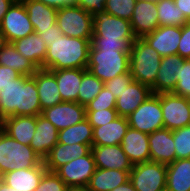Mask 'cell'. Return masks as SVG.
<instances>
[{"mask_svg": "<svg viewBox=\"0 0 190 191\" xmlns=\"http://www.w3.org/2000/svg\"><path fill=\"white\" fill-rule=\"evenodd\" d=\"M151 94L152 90L150 87L141 84L140 82L133 81L122 91L119 98L116 99L115 110L117 111L118 116L128 117Z\"/></svg>", "mask_w": 190, "mask_h": 191, "instance_id": "7402d4cb", "label": "cell"}, {"mask_svg": "<svg viewBox=\"0 0 190 191\" xmlns=\"http://www.w3.org/2000/svg\"><path fill=\"white\" fill-rule=\"evenodd\" d=\"M0 90V112L4 119L41 114L38 89L33 76L21 75Z\"/></svg>", "mask_w": 190, "mask_h": 191, "instance_id": "6da1fadb", "label": "cell"}, {"mask_svg": "<svg viewBox=\"0 0 190 191\" xmlns=\"http://www.w3.org/2000/svg\"><path fill=\"white\" fill-rule=\"evenodd\" d=\"M136 0H106L105 12L130 21Z\"/></svg>", "mask_w": 190, "mask_h": 191, "instance_id": "8d00e7d4", "label": "cell"}, {"mask_svg": "<svg viewBox=\"0 0 190 191\" xmlns=\"http://www.w3.org/2000/svg\"><path fill=\"white\" fill-rule=\"evenodd\" d=\"M167 165L144 162L133 165L129 180L137 191L166 190Z\"/></svg>", "mask_w": 190, "mask_h": 191, "instance_id": "9c48e42d", "label": "cell"}, {"mask_svg": "<svg viewBox=\"0 0 190 191\" xmlns=\"http://www.w3.org/2000/svg\"><path fill=\"white\" fill-rule=\"evenodd\" d=\"M167 191H190V158L178 159L167 165Z\"/></svg>", "mask_w": 190, "mask_h": 191, "instance_id": "4dcf8cb0", "label": "cell"}, {"mask_svg": "<svg viewBox=\"0 0 190 191\" xmlns=\"http://www.w3.org/2000/svg\"><path fill=\"white\" fill-rule=\"evenodd\" d=\"M91 39L61 35L50 42L45 57V69L87 68Z\"/></svg>", "mask_w": 190, "mask_h": 191, "instance_id": "3957f363", "label": "cell"}, {"mask_svg": "<svg viewBox=\"0 0 190 191\" xmlns=\"http://www.w3.org/2000/svg\"><path fill=\"white\" fill-rule=\"evenodd\" d=\"M120 145L133 165L150 162L147 133L129 127Z\"/></svg>", "mask_w": 190, "mask_h": 191, "instance_id": "ffe728a7", "label": "cell"}, {"mask_svg": "<svg viewBox=\"0 0 190 191\" xmlns=\"http://www.w3.org/2000/svg\"><path fill=\"white\" fill-rule=\"evenodd\" d=\"M36 128V116H10L4 119L3 130L16 141L30 145Z\"/></svg>", "mask_w": 190, "mask_h": 191, "instance_id": "83f0119b", "label": "cell"}, {"mask_svg": "<svg viewBox=\"0 0 190 191\" xmlns=\"http://www.w3.org/2000/svg\"><path fill=\"white\" fill-rule=\"evenodd\" d=\"M150 161L171 164L176 160L173 131L162 128L148 134Z\"/></svg>", "mask_w": 190, "mask_h": 191, "instance_id": "9a60e30c", "label": "cell"}, {"mask_svg": "<svg viewBox=\"0 0 190 191\" xmlns=\"http://www.w3.org/2000/svg\"><path fill=\"white\" fill-rule=\"evenodd\" d=\"M92 140L93 127L86 118L81 122L58 132V143L68 145L75 143L92 144Z\"/></svg>", "mask_w": 190, "mask_h": 191, "instance_id": "d6a6232c", "label": "cell"}, {"mask_svg": "<svg viewBox=\"0 0 190 191\" xmlns=\"http://www.w3.org/2000/svg\"><path fill=\"white\" fill-rule=\"evenodd\" d=\"M42 162L30 145L16 141L0 129V176L17 169L33 168Z\"/></svg>", "mask_w": 190, "mask_h": 191, "instance_id": "5b68a950", "label": "cell"}, {"mask_svg": "<svg viewBox=\"0 0 190 191\" xmlns=\"http://www.w3.org/2000/svg\"><path fill=\"white\" fill-rule=\"evenodd\" d=\"M7 44L5 35L0 27V52L3 50L4 46Z\"/></svg>", "mask_w": 190, "mask_h": 191, "instance_id": "816d5d0a", "label": "cell"}, {"mask_svg": "<svg viewBox=\"0 0 190 191\" xmlns=\"http://www.w3.org/2000/svg\"><path fill=\"white\" fill-rule=\"evenodd\" d=\"M161 64L160 54L143 38H136L129 54V71L134 81L152 87Z\"/></svg>", "mask_w": 190, "mask_h": 191, "instance_id": "277c9868", "label": "cell"}, {"mask_svg": "<svg viewBox=\"0 0 190 191\" xmlns=\"http://www.w3.org/2000/svg\"><path fill=\"white\" fill-rule=\"evenodd\" d=\"M180 11L190 21V0H174Z\"/></svg>", "mask_w": 190, "mask_h": 191, "instance_id": "c3c4849f", "label": "cell"}, {"mask_svg": "<svg viewBox=\"0 0 190 191\" xmlns=\"http://www.w3.org/2000/svg\"><path fill=\"white\" fill-rule=\"evenodd\" d=\"M177 54L184 59H190V21L181 27V39L178 44Z\"/></svg>", "mask_w": 190, "mask_h": 191, "instance_id": "7bdbcfd3", "label": "cell"}, {"mask_svg": "<svg viewBox=\"0 0 190 191\" xmlns=\"http://www.w3.org/2000/svg\"><path fill=\"white\" fill-rule=\"evenodd\" d=\"M184 58L178 54L161 57V64L157 78L151 87L153 94L173 93L177 83L179 68L183 65Z\"/></svg>", "mask_w": 190, "mask_h": 191, "instance_id": "d6986e66", "label": "cell"}, {"mask_svg": "<svg viewBox=\"0 0 190 191\" xmlns=\"http://www.w3.org/2000/svg\"><path fill=\"white\" fill-rule=\"evenodd\" d=\"M47 171L44 162L29 169H17L5 173L1 180L18 191H35L43 174Z\"/></svg>", "mask_w": 190, "mask_h": 191, "instance_id": "603a6c76", "label": "cell"}, {"mask_svg": "<svg viewBox=\"0 0 190 191\" xmlns=\"http://www.w3.org/2000/svg\"><path fill=\"white\" fill-rule=\"evenodd\" d=\"M67 191H89L87 186L68 187Z\"/></svg>", "mask_w": 190, "mask_h": 191, "instance_id": "db71d44e", "label": "cell"}, {"mask_svg": "<svg viewBox=\"0 0 190 191\" xmlns=\"http://www.w3.org/2000/svg\"><path fill=\"white\" fill-rule=\"evenodd\" d=\"M118 116L115 109H103L98 111H86V119L92 127L103 126L114 121Z\"/></svg>", "mask_w": 190, "mask_h": 191, "instance_id": "60d3db41", "label": "cell"}, {"mask_svg": "<svg viewBox=\"0 0 190 191\" xmlns=\"http://www.w3.org/2000/svg\"><path fill=\"white\" fill-rule=\"evenodd\" d=\"M56 77L63 102H77L83 68L50 70Z\"/></svg>", "mask_w": 190, "mask_h": 191, "instance_id": "4316f807", "label": "cell"}, {"mask_svg": "<svg viewBox=\"0 0 190 191\" xmlns=\"http://www.w3.org/2000/svg\"><path fill=\"white\" fill-rule=\"evenodd\" d=\"M14 2L15 0H0V23Z\"/></svg>", "mask_w": 190, "mask_h": 191, "instance_id": "681fc988", "label": "cell"}, {"mask_svg": "<svg viewBox=\"0 0 190 191\" xmlns=\"http://www.w3.org/2000/svg\"><path fill=\"white\" fill-rule=\"evenodd\" d=\"M0 191H18L10 186H8L5 182L2 180L0 181Z\"/></svg>", "mask_w": 190, "mask_h": 191, "instance_id": "f5cc1de1", "label": "cell"}, {"mask_svg": "<svg viewBox=\"0 0 190 191\" xmlns=\"http://www.w3.org/2000/svg\"><path fill=\"white\" fill-rule=\"evenodd\" d=\"M96 169L93 154L90 152L87 155L69 161L67 164L59 167L55 173L68 187L88 186Z\"/></svg>", "mask_w": 190, "mask_h": 191, "instance_id": "7c38bea8", "label": "cell"}, {"mask_svg": "<svg viewBox=\"0 0 190 191\" xmlns=\"http://www.w3.org/2000/svg\"><path fill=\"white\" fill-rule=\"evenodd\" d=\"M18 52L30 60L38 69H45L47 45L38 33H32L22 39L12 42Z\"/></svg>", "mask_w": 190, "mask_h": 191, "instance_id": "484cf974", "label": "cell"}, {"mask_svg": "<svg viewBox=\"0 0 190 191\" xmlns=\"http://www.w3.org/2000/svg\"><path fill=\"white\" fill-rule=\"evenodd\" d=\"M136 1H141V0H136ZM146 1L159 2L160 0H146Z\"/></svg>", "mask_w": 190, "mask_h": 191, "instance_id": "9f6ffc18", "label": "cell"}, {"mask_svg": "<svg viewBox=\"0 0 190 191\" xmlns=\"http://www.w3.org/2000/svg\"><path fill=\"white\" fill-rule=\"evenodd\" d=\"M3 123H4V118L2 117L1 112H0V129L3 128Z\"/></svg>", "mask_w": 190, "mask_h": 191, "instance_id": "11a10c76", "label": "cell"}, {"mask_svg": "<svg viewBox=\"0 0 190 191\" xmlns=\"http://www.w3.org/2000/svg\"><path fill=\"white\" fill-rule=\"evenodd\" d=\"M36 80L42 110L63 102L55 75L47 69H38L33 75Z\"/></svg>", "mask_w": 190, "mask_h": 191, "instance_id": "cb8c5ba5", "label": "cell"}, {"mask_svg": "<svg viewBox=\"0 0 190 191\" xmlns=\"http://www.w3.org/2000/svg\"><path fill=\"white\" fill-rule=\"evenodd\" d=\"M176 76L177 83L174 87L173 94L190 99V59L184 60Z\"/></svg>", "mask_w": 190, "mask_h": 191, "instance_id": "74e56055", "label": "cell"}, {"mask_svg": "<svg viewBox=\"0 0 190 191\" xmlns=\"http://www.w3.org/2000/svg\"><path fill=\"white\" fill-rule=\"evenodd\" d=\"M134 81L130 71L116 76L115 78L104 82V87L112 92L117 99L122 91Z\"/></svg>", "mask_w": 190, "mask_h": 191, "instance_id": "b9f144b4", "label": "cell"}, {"mask_svg": "<svg viewBox=\"0 0 190 191\" xmlns=\"http://www.w3.org/2000/svg\"><path fill=\"white\" fill-rule=\"evenodd\" d=\"M131 28L136 38H143L160 25L158 22L157 2L137 1L130 19Z\"/></svg>", "mask_w": 190, "mask_h": 191, "instance_id": "5bb4252c", "label": "cell"}, {"mask_svg": "<svg viewBox=\"0 0 190 191\" xmlns=\"http://www.w3.org/2000/svg\"><path fill=\"white\" fill-rule=\"evenodd\" d=\"M164 128L171 131L190 125V99L173 93L160 94Z\"/></svg>", "mask_w": 190, "mask_h": 191, "instance_id": "30bf717a", "label": "cell"}, {"mask_svg": "<svg viewBox=\"0 0 190 191\" xmlns=\"http://www.w3.org/2000/svg\"><path fill=\"white\" fill-rule=\"evenodd\" d=\"M91 152L97 168L131 171L133 164L121 145L92 146Z\"/></svg>", "mask_w": 190, "mask_h": 191, "instance_id": "2e32d148", "label": "cell"}, {"mask_svg": "<svg viewBox=\"0 0 190 191\" xmlns=\"http://www.w3.org/2000/svg\"><path fill=\"white\" fill-rule=\"evenodd\" d=\"M0 27L7 43H12L35 32L21 1H15L11 5L0 23Z\"/></svg>", "mask_w": 190, "mask_h": 191, "instance_id": "8fae6325", "label": "cell"}, {"mask_svg": "<svg viewBox=\"0 0 190 191\" xmlns=\"http://www.w3.org/2000/svg\"><path fill=\"white\" fill-rule=\"evenodd\" d=\"M111 191H137V190L134 188L132 182L129 180L125 184L120 185Z\"/></svg>", "mask_w": 190, "mask_h": 191, "instance_id": "f907efd6", "label": "cell"}, {"mask_svg": "<svg viewBox=\"0 0 190 191\" xmlns=\"http://www.w3.org/2000/svg\"><path fill=\"white\" fill-rule=\"evenodd\" d=\"M41 115L60 131L84 120L86 109L78 102H62L42 110Z\"/></svg>", "mask_w": 190, "mask_h": 191, "instance_id": "4fadbf2b", "label": "cell"}, {"mask_svg": "<svg viewBox=\"0 0 190 191\" xmlns=\"http://www.w3.org/2000/svg\"><path fill=\"white\" fill-rule=\"evenodd\" d=\"M56 9L75 4L76 0H38Z\"/></svg>", "mask_w": 190, "mask_h": 191, "instance_id": "7dc6e473", "label": "cell"}, {"mask_svg": "<svg viewBox=\"0 0 190 191\" xmlns=\"http://www.w3.org/2000/svg\"><path fill=\"white\" fill-rule=\"evenodd\" d=\"M129 178L130 171L97 168L87 187L89 191H111L125 184Z\"/></svg>", "mask_w": 190, "mask_h": 191, "instance_id": "f1b7e54d", "label": "cell"}, {"mask_svg": "<svg viewBox=\"0 0 190 191\" xmlns=\"http://www.w3.org/2000/svg\"><path fill=\"white\" fill-rule=\"evenodd\" d=\"M92 144H63L57 143L49 154L43 159L45 168L49 172H55L59 167L67 164L69 161L82 157L91 152Z\"/></svg>", "mask_w": 190, "mask_h": 191, "instance_id": "ac0fdd59", "label": "cell"}, {"mask_svg": "<svg viewBox=\"0 0 190 191\" xmlns=\"http://www.w3.org/2000/svg\"><path fill=\"white\" fill-rule=\"evenodd\" d=\"M129 54L121 49H95L90 46L87 70L106 82L129 71Z\"/></svg>", "mask_w": 190, "mask_h": 191, "instance_id": "8992f818", "label": "cell"}, {"mask_svg": "<svg viewBox=\"0 0 190 191\" xmlns=\"http://www.w3.org/2000/svg\"><path fill=\"white\" fill-rule=\"evenodd\" d=\"M104 87V82L99 80L89 70L83 68L82 82L78 91L77 102L86 106Z\"/></svg>", "mask_w": 190, "mask_h": 191, "instance_id": "e575fe53", "label": "cell"}, {"mask_svg": "<svg viewBox=\"0 0 190 191\" xmlns=\"http://www.w3.org/2000/svg\"><path fill=\"white\" fill-rule=\"evenodd\" d=\"M20 76L21 74L12 68L0 65V89L11 83V80Z\"/></svg>", "mask_w": 190, "mask_h": 191, "instance_id": "bcb514c9", "label": "cell"}, {"mask_svg": "<svg viewBox=\"0 0 190 191\" xmlns=\"http://www.w3.org/2000/svg\"><path fill=\"white\" fill-rule=\"evenodd\" d=\"M128 128L127 117L121 116L103 126L93 127L92 146L119 145Z\"/></svg>", "mask_w": 190, "mask_h": 191, "instance_id": "d4e9b609", "label": "cell"}, {"mask_svg": "<svg viewBox=\"0 0 190 191\" xmlns=\"http://www.w3.org/2000/svg\"><path fill=\"white\" fill-rule=\"evenodd\" d=\"M115 106L116 98L110 90L103 87L98 95L85 106V109L86 111H98L103 109H115Z\"/></svg>", "mask_w": 190, "mask_h": 191, "instance_id": "f35d334b", "label": "cell"}, {"mask_svg": "<svg viewBox=\"0 0 190 191\" xmlns=\"http://www.w3.org/2000/svg\"><path fill=\"white\" fill-rule=\"evenodd\" d=\"M30 146L43 160L58 143L59 130L41 114L36 116V128Z\"/></svg>", "mask_w": 190, "mask_h": 191, "instance_id": "44dd1931", "label": "cell"}, {"mask_svg": "<svg viewBox=\"0 0 190 191\" xmlns=\"http://www.w3.org/2000/svg\"><path fill=\"white\" fill-rule=\"evenodd\" d=\"M129 127L147 134L164 128L160 94H151L127 117Z\"/></svg>", "mask_w": 190, "mask_h": 191, "instance_id": "ba28073f", "label": "cell"}, {"mask_svg": "<svg viewBox=\"0 0 190 191\" xmlns=\"http://www.w3.org/2000/svg\"><path fill=\"white\" fill-rule=\"evenodd\" d=\"M176 160L190 158V125L173 131Z\"/></svg>", "mask_w": 190, "mask_h": 191, "instance_id": "d590c367", "label": "cell"}, {"mask_svg": "<svg viewBox=\"0 0 190 191\" xmlns=\"http://www.w3.org/2000/svg\"><path fill=\"white\" fill-rule=\"evenodd\" d=\"M34 29H47L56 24L57 10L38 0H21Z\"/></svg>", "mask_w": 190, "mask_h": 191, "instance_id": "f546056e", "label": "cell"}, {"mask_svg": "<svg viewBox=\"0 0 190 191\" xmlns=\"http://www.w3.org/2000/svg\"><path fill=\"white\" fill-rule=\"evenodd\" d=\"M68 186L55 173L46 171L35 191H67Z\"/></svg>", "mask_w": 190, "mask_h": 191, "instance_id": "ab89813d", "label": "cell"}, {"mask_svg": "<svg viewBox=\"0 0 190 191\" xmlns=\"http://www.w3.org/2000/svg\"><path fill=\"white\" fill-rule=\"evenodd\" d=\"M157 11L160 26L182 27L189 21L174 0H160L157 2Z\"/></svg>", "mask_w": 190, "mask_h": 191, "instance_id": "836d02e7", "label": "cell"}, {"mask_svg": "<svg viewBox=\"0 0 190 191\" xmlns=\"http://www.w3.org/2000/svg\"><path fill=\"white\" fill-rule=\"evenodd\" d=\"M56 23L63 35L83 39L92 38L93 16L76 4L59 8Z\"/></svg>", "mask_w": 190, "mask_h": 191, "instance_id": "52a82bcc", "label": "cell"}, {"mask_svg": "<svg viewBox=\"0 0 190 191\" xmlns=\"http://www.w3.org/2000/svg\"><path fill=\"white\" fill-rule=\"evenodd\" d=\"M0 65L10 67L24 76H32L38 70L12 43H7L0 52Z\"/></svg>", "mask_w": 190, "mask_h": 191, "instance_id": "1f68e13d", "label": "cell"}, {"mask_svg": "<svg viewBox=\"0 0 190 191\" xmlns=\"http://www.w3.org/2000/svg\"><path fill=\"white\" fill-rule=\"evenodd\" d=\"M91 46L95 49H121L130 52L136 37L128 20L110 15L107 12L93 16Z\"/></svg>", "mask_w": 190, "mask_h": 191, "instance_id": "7a4b0ae2", "label": "cell"}, {"mask_svg": "<svg viewBox=\"0 0 190 191\" xmlns=\"http://www.w3.org/2000/svg\"><path fill=\"white\" fill-rule=\"evenodd\" d=\"M35 33H38L42 37V41L46 43L47 47L50 46V42L54 41L57 37L63 35V32L58 28L57 23L47 29H34Z\"/></svg>", "mask_w": 190, "mask_h": 191, "instance_id": "f6af8a7d", "label": "cell"}, {"mask_svg": "<svg viewBox=\"0 0 190 191\" xmlns=\"http://www.w3.org/2000/svg\"><path fill=\"white\" fill-rule=\"evenodd\" d=\"M106 0H76L75 4L91 13L92 16L97 13L105 12Z\"/></svg>", "mask_w": 190, "mask_h": 191, "instance_id": "ee69618b", "label": "cell"}, {"mask_svg": "<svg viewBox=\"0 0 190 191\" xmlns=\"http://www.w3.org/2000/svg\"><path fill=\"white\" fill-rule=\"evenodd\" d=\"M143 39L154 48L161 57L177 54L178 44L181 39V27L159 26Z\"/></svg>", "mask_w": 190, "mask_h": 191, "instance_id": "e0dca14e", "label": "cell"}]
</instances>
